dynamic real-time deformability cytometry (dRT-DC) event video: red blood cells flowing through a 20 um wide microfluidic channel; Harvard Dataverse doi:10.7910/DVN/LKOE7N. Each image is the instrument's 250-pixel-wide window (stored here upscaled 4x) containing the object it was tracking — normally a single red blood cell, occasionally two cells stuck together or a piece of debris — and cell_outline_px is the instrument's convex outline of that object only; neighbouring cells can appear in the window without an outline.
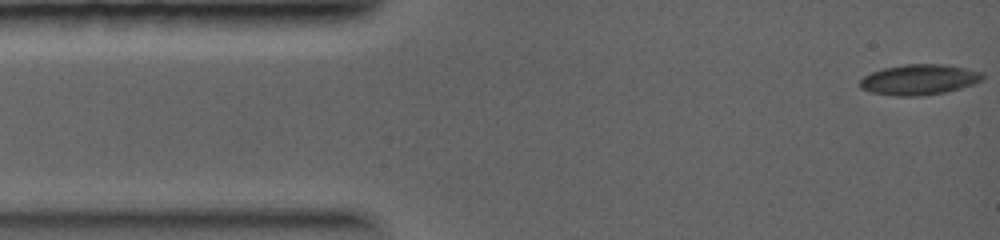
{"species": "common noctule bat (a hibernating species)", "species_latin": "Nyctalus noctula", "temperature_condition": "warm", "stored_images_in_passage": 34, "camera_frame_rate_fps": 5000, "um_per_image_px": 0.085, "animal": {"sex": "female", "body_mass_g": 19.0, "forearm_length_mm": 56.7}, "frame": {"image": 1, "passage_image": 1, "time_ms": 0.0, "image_size_px": [1000, 240], "cell_outline_px": [[984, 76], [980, 80], [972, 84], [960, 88], [944, 92], [916, 96], [896, 96], [868, 92], [860, 88], [860, 80], [864, 76], [872, 72], [884, 68], [904, 64], [944, 64], [984, 72]], "centroid_in_image_um": [78.1, 6.76], "position_along_channel_um": 6.9, "area_um2": 21.68}}
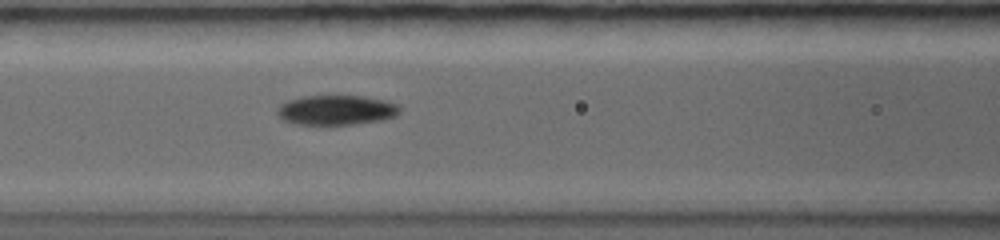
{"frame": {"image": 2, "passage_image": 10, "time_ms": 4.0, "image_size_px": [1000, 240], "cell_outline_px": [[400, 112], [396, 116], [384, 120], [328, 128], [292, 124], [284, 120], [276, 112], [276, 108], [280, 104], [288, 100], [300, 96], [364, 96], [384, 100], [396, 104], [400, 108]], "centroid_in_image_um": [28.54, 9.41], "position_along_channel_um": 138.1, "area_um2": 22.31}}
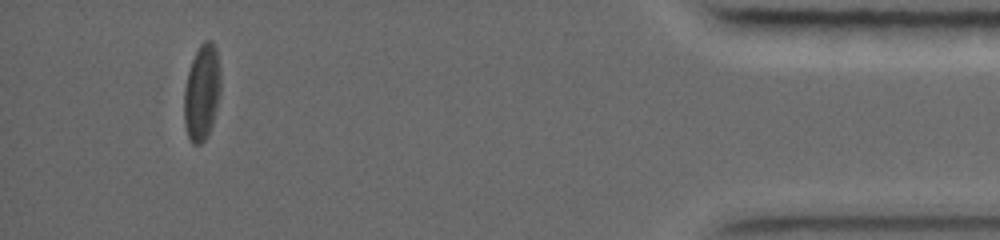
{"frame": {"image": 3, "passage_image": 31, "time_ms": 10.6, "image_size_px": [1000, 240], "cell_outline_px": [[220, 92], [212, 124], [208, 136], [200, 144], [192, 144], [188, 136], [184, 124], [184, 92], [188, 72], [192, 60], [200, 44], [204, 40], [212, 40], [216, 48], [220, 72]], "centroid_in_image_um": [17.15, 7.85], "position_along_channel_um": 418.0, "area_um2": 20.4}}